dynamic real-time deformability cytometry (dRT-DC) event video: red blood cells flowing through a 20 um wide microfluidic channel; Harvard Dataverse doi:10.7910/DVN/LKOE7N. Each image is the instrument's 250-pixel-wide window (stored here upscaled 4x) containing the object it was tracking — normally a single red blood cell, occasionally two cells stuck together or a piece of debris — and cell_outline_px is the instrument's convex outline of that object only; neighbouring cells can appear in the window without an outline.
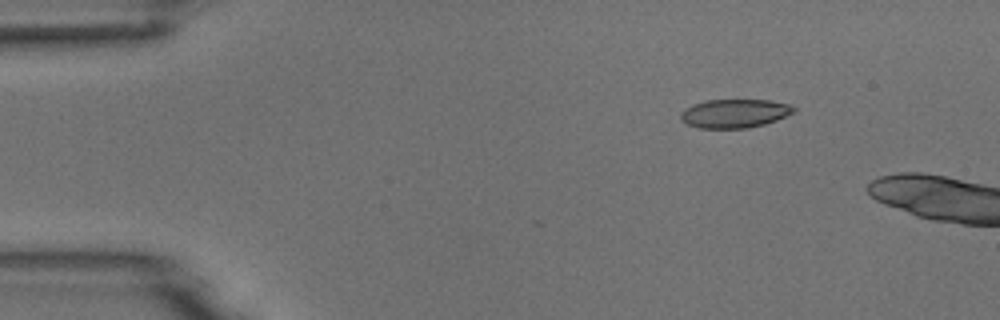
{"species": "common noctule bat (a hibernating species)", "species_latin": "Nyctalus noctula", "temperature_condition": "room temperature", "stored_images_in_passage": 4, "camera_frame_rate_fps": 3000, "um_per_image_px": 0.085, "animal": {"sex": "male", "body_mass_g": 18.8}, "frame": {"image": 1, "passage_image": 2, "time_ms": 2.0, "image_size_px": [1000, 320], "cell_outline_px": [[796, 108], [792, 112], [776, 120], [764, 124], [748, 128], [700, 128], [688, 124], [680, 120], [680, 112], [684, 108], [692, 104], [708, 100], [768, 100], [788, 104]], "centroid_in_image_um": [62.38, 9.64], "position_along_channel_um": 22.6, "area_um2": 18.79}}